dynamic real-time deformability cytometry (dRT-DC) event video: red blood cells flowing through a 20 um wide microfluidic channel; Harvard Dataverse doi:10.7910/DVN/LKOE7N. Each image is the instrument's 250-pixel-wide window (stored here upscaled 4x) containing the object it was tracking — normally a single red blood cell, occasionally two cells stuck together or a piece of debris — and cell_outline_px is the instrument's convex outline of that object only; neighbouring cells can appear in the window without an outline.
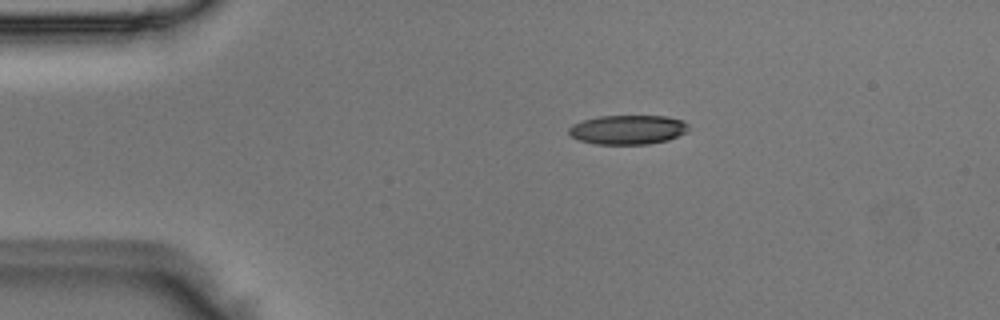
{"species": "Egyptian fruit bat (a non-hibernating species)", "species_latin": "Rousettus aegyptiacus", "temperature_condition": "room temperature", "stored_images_in_passage": 41, "camera_frame_rate_fps": 3000, "um_per_image_px": 0.085, "animal": {"sex": "male"}, "frame": {"image": 1, "passage_image": 1, "time_ms": 0.0, "image_size_px": [1000, 320], "cell_outline_px": [[688, 132], [668, 140], [648, 144], [596, 144], [580, 140], [572, 136], [568, 132], [568, 128], [572, 124], [584, 120], [600, 116], [664, 116], [684, 120], [688, 124]], "centroid_in_image_um": [53.39, 11.02], "position_along_channel_um": 31.6, "area_um2": 20.46}}
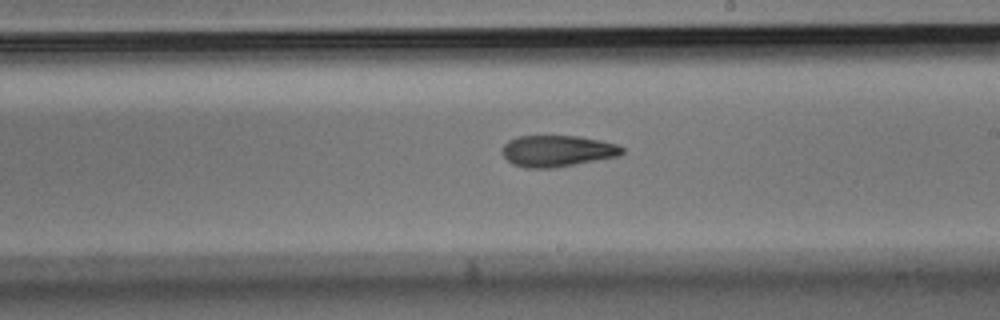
{"frame": {"image": 2, "passage_image": 20, "time_ms": 6.333, "image_size_px": [1000, 320], "cell_outline_px": [[624, 152], [620, 156], [556, 168], [524, 168], [512, 164], [504, 156], [504, 144], [508, 140], [516, 136], [580, 136], [620, 144], [624, 148]], "centroid_in_image_um": [47.42, 12.83], "position_along_channel_um": 241.6, "area_um2": 22.2}}
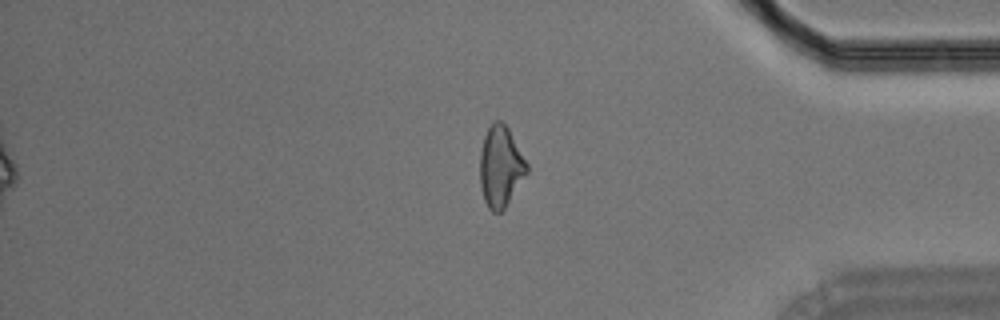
{"frame": {"image": 3, "passage_image": 33, "time_ms": 10.667, "image_size_px": [1000, 320], "cell_outline_px": [[528, 172], [504, 208], [500, 212], [492, 212], [488, 208], [484, 200], [480, 184], [480, 152], [484, 136], [488, 128], [496, 120], [500, 120], [508, 128], [528, 164]], "centroid_in_image_um": [42.54, 14.16], "position_along_channel_um": 392.7, "area_um2": 21.91}}